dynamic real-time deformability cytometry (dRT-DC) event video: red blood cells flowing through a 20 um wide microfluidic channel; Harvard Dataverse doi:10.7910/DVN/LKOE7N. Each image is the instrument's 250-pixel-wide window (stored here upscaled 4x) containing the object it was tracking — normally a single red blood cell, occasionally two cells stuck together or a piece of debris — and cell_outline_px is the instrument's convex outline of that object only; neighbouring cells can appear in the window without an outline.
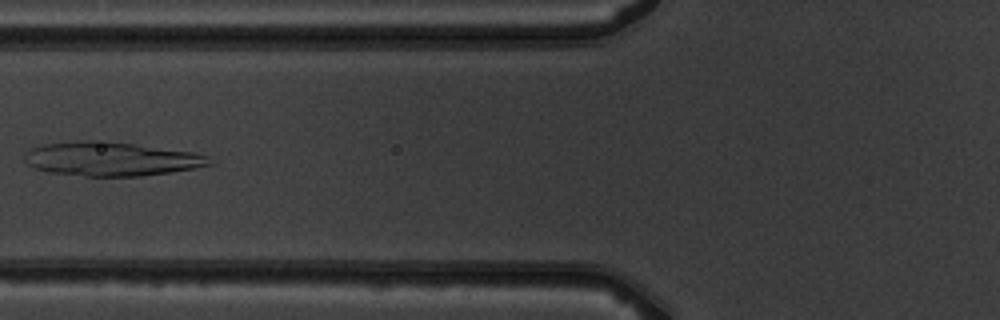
{"species": "common noctule bat (a hibernating species)", "species_latin": "Nyctalus noctula", "temperature_condition": "warm", "stored_images_in_passage": 4, "camera_frame_rate_fps": 3000, "um_per_image_px": 0.085, "animal": {"sex": "male", "body_mass_g": 19.5, "forearm_length_mm": 54.6}, "frame": {"image": 1, "passage_image": 3, "time_ms": 2.333, "image_size_px": [1000, 320], "cell_outline_px": [[212, 164], [172, 172], [144, 176], [84, 176], [48, 172], [36, 168], [28, 164], [24, 160], [24, 152], [40, 144], [80, 140], [108, 140], [192, 152], [208, 156]], "centroid_in_image_um": [9.39, 13.5], "position_along_channel_um": 116.4, "area_um2": 36.82}}